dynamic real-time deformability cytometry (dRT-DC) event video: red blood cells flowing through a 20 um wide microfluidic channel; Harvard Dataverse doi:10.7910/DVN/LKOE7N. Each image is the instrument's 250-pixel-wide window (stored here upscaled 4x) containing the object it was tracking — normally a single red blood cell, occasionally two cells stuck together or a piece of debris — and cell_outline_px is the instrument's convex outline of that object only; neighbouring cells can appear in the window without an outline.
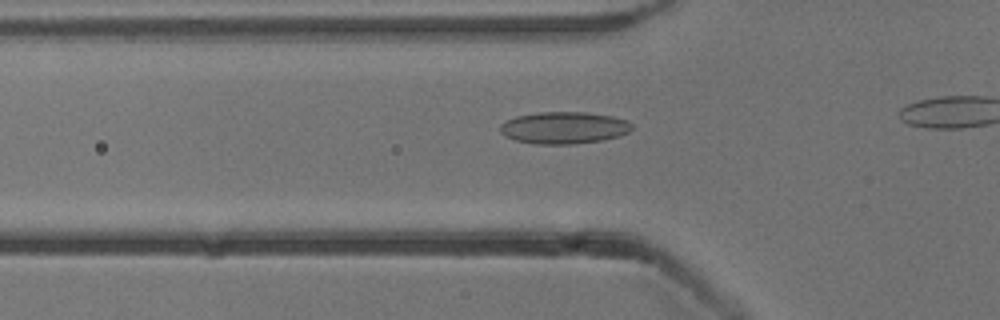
{"species": "common noctule bat (a hibernating species)", "species_latin": "Nyctalus noctula", "temperature_condition": "cold", "stored_images_in_passage": 16, "camera_frame_rate_fps": 3000, "um_per_image_px": 0.085, "animal": {"sex": "male", "body_mass_g": 13.3}, "frame": {"image": 1, "passage_image": 4, "time_ms": 1.0, "image_size_px": [1000, 320], "cell_outline_px": [[632, 128], [628, 132], [620, 136], [604, 140], [572, 144], [536, 144], [516, 140], [504, 136], [500, 132], [500, 124], [516, 116], [540, 112], [584, 112], [612, 116], [628, 120], [632, 124]], "centroid_in_image_um": [47.95, 10.86], "position_along_channel_um": 77.8, "area_um2": 24.62}}
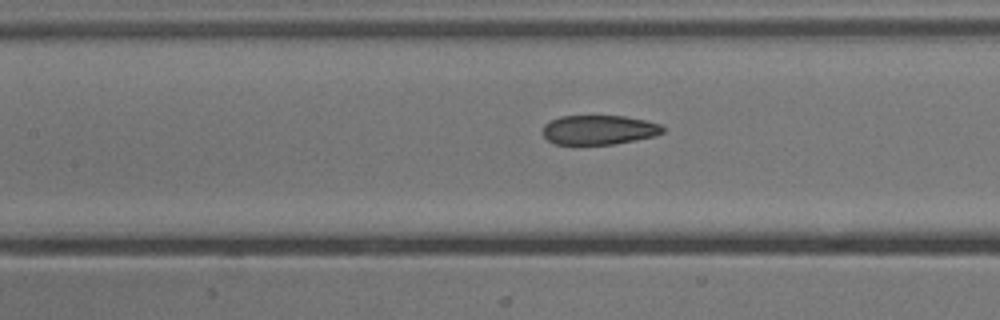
{"frame": {"image": 2, "passage_image": 10, "time_ms": 3.0, "image_size_px": [1000, 320], "cell_outline_px": [[664, 132], [652, 136], [612, 144], [556, 144], [548, 140], [544, 136], [544, 124], [560, 116], [624, 116], [644, 120], [660, 124], [664, 128]], "centroid_in_image_um": [50.89, 11.03], "position_along_channel_um": 156.5, "area_um2": 20.23}}
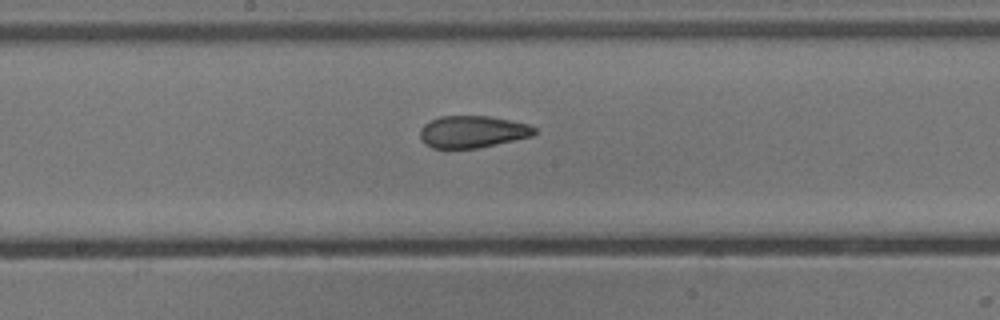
{"frame": {"image": 3, "passage_image": 14, "time_ms": 4.333, "image_size_px": [1000, 320], "cell_outline_px": [[536, 132], [532, 136], [476, 148], [432, 148], [424, 144], [420, 136], [420, 128], [424, 124], [440, 116], [488, 116], [528, 124], [536, 128]], "centroid_in_image_um": [40.13, 11.2], "position_along_channel_um": 208.1, "area_um2": 21.15}}